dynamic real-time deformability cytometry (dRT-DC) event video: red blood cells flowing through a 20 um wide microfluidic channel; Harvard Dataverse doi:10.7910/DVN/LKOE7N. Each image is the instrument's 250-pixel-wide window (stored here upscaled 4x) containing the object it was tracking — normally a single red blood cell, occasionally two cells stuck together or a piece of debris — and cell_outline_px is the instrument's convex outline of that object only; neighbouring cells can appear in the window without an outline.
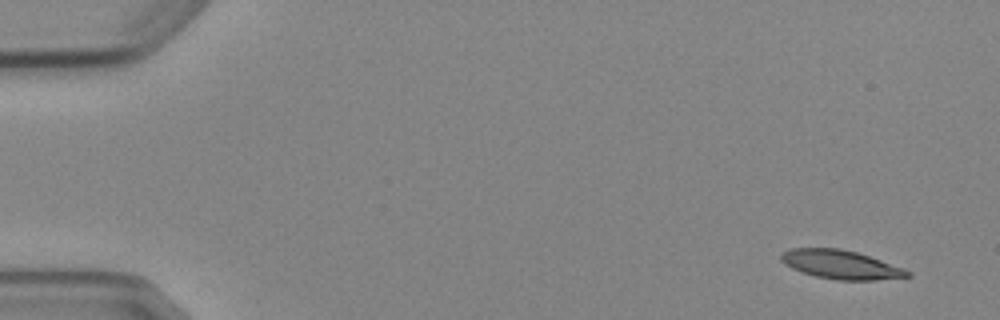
{"species": "Egyptian fruit bat (a non-hibernating species)", "species_latin": "Rousettus aegyptiacus", "temperature_condition": "cold", "stored_images_in_passage": 6, "camera_frame_rate_fps": 3000, "um_per_image_px": 0.085, "animal": {"sex": "female"}, "frame": {"image": 1, "passage_image": 1, "time_ms": 0.0, "image_size_px": [1000, 320], "cell_outline_px": [[912, 276], [876, 280], [836, 280], [816, 276], [792, 268], [784, 264], [780, 260], [780, 252], [792, 248], [840, 248], [856, 252], [904, 268], [912, 272]], "centroid_in_image_um": [71.46, 22.49], "position_along_channel_um": 13.5, "area_um2": 21.15}}
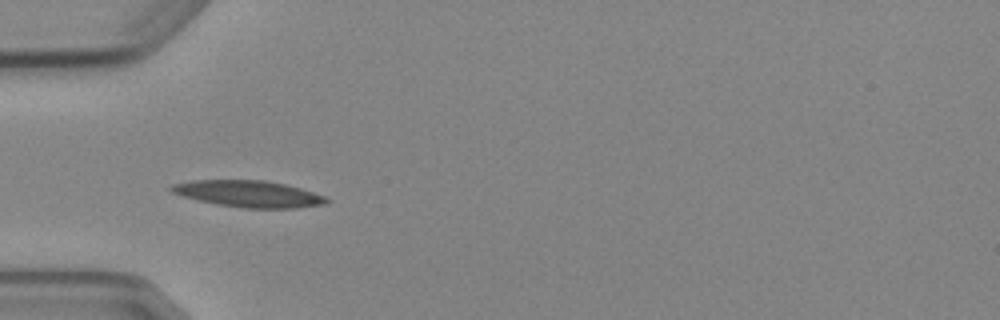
{"frame": {"image": 2, "passage_image": 5, "time_ms": 4.667, "image_size_px": [1000, 320], "cell_outline_px": [[332, 200], [324, 204], [296, 208], [244, 208], [216, 204], [184, 196], [172, 192], [168, 188], [172, 184], [192, 180], [264, 180], [284, 184], [300, 188], [324, 196]], "centroid_in_image_um": [21.13, 16.47], "position_along_channel_um": 63.9, "area_um2": 23.87}}
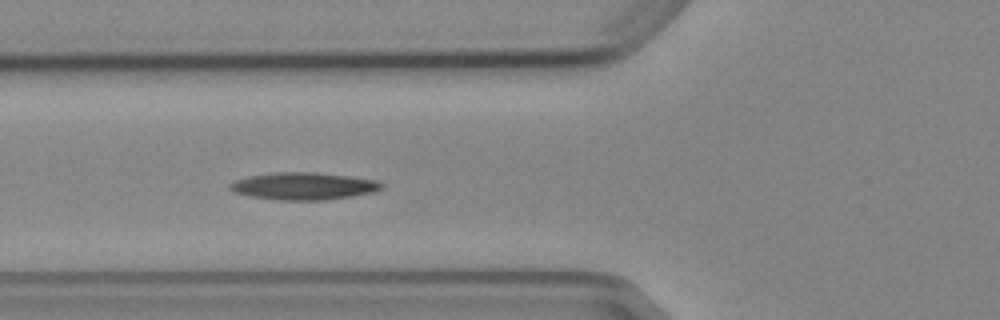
{"frame": {"image": 3, "passage_image": 6, "time_ms": 5.667, "image_size_px": [1000, 320], "cell_outline_px": [[384, 188], [372, 192], [352, 196], [324, 200], [276, 200], [252, 196], [236, 192], [228, 188], [228, 184], [236, 180], [248, 176], [272, 172], [316, 172], [348, 176], [376, 180], [384, 184]], "centroid_in_image_um": [25.81, 15.81], "position_along_channel_um": 100.0, "area_um2": 24.1}}